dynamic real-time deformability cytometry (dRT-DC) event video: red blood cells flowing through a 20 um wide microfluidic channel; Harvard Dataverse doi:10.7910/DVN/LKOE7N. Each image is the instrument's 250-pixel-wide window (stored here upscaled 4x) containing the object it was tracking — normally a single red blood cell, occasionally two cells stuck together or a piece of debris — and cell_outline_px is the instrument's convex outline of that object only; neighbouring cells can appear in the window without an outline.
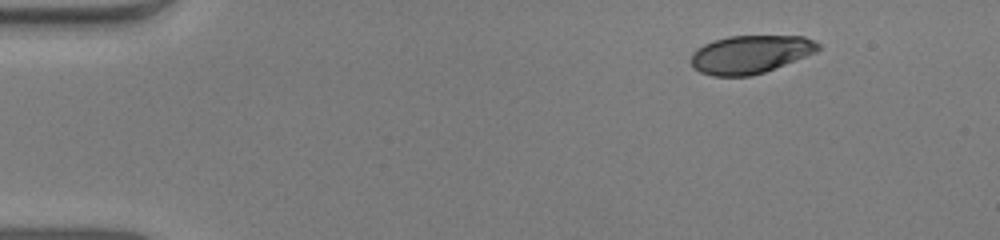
{"species": "human", "species_latin": "Homo sapiens", "temperature_condition": "warm", "stored_images_in_passage": 46, "camera_frame_rate_fps": 3000, "um_per_image_px": 0.085, "donor": {"sex": "male"}, "frame": {"image": 1, "passage_image": 1, "time_ms": 0.0, "image_size_px": [1000, 240], "cell_outline_px": [[820, 48], [816, 52], [764, 72], [752, 76], [712, 76], [700, 72], [692, 64], [692, 52], [696, 48], [704, 44], [728, 36], [804, 36], [820, 44]], "centroid_in_image_um": [63.77, 4.62], "position_along_channel_um": 21.2, "area_um2": 28.03}}
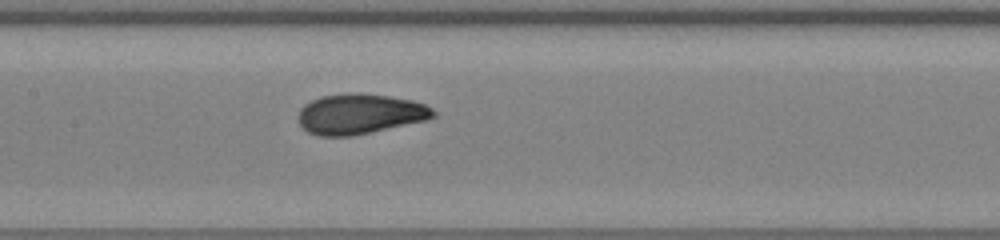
{"frame": {"image": 2, "passage_image": 20, "time_ms": 6.333, "image_size_px": [1000, 240], "cell_outline_px": [[436, 116], [424, 120], [372, 132], [352, 136], [320, 136], [308, 132], [300, 124], [296, 116], [300, 108], [304, 104], [320, 96], [348, 92], [360, 92], [388, 96], [412, 100], [424, 104], [432, 108], [436, 112]], "centroid_in_image_um": [30.55, 9.67], "position_along_channel_um": 176.9, "area_um2": 31.85}}
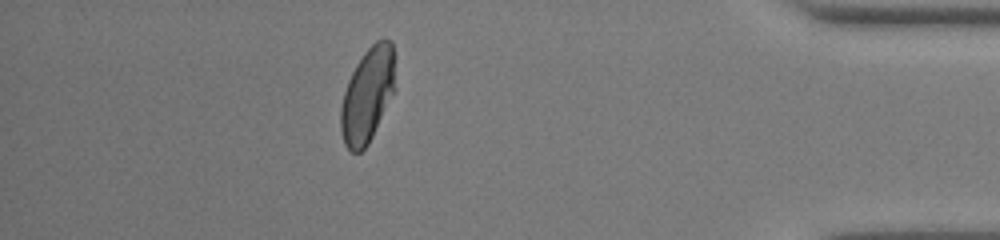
{"frame": {"image": 3, "passage_image": 40, "time_ms": 13.0, "image_size_px": [1000, 240], "cell_outline_px": [[392, 92], [372, 136], [368, 144], [360, 152], [352, 152], [344, 144], [340, 132], [340, 108], [344, 92], [348, 80], [356, 64], [364, 52], [376, 40], [384, 36], [392, 40]], "centroid_in_image_um": [31.17, 8.08], "position_along_channel_um": 404.0, "area_um2": 29.13}, "authors_computed_cell_mechanics": {"area_um2": 30.5473, "velocity_mm_per_s": 4.0497, "shape_relaxation_time_tau1_ms": 4.8887, "shape_relaxation_time_tau2_ms": null, "deformation_change_tau1": 0.2018, "deformation_change_tau2": null}}